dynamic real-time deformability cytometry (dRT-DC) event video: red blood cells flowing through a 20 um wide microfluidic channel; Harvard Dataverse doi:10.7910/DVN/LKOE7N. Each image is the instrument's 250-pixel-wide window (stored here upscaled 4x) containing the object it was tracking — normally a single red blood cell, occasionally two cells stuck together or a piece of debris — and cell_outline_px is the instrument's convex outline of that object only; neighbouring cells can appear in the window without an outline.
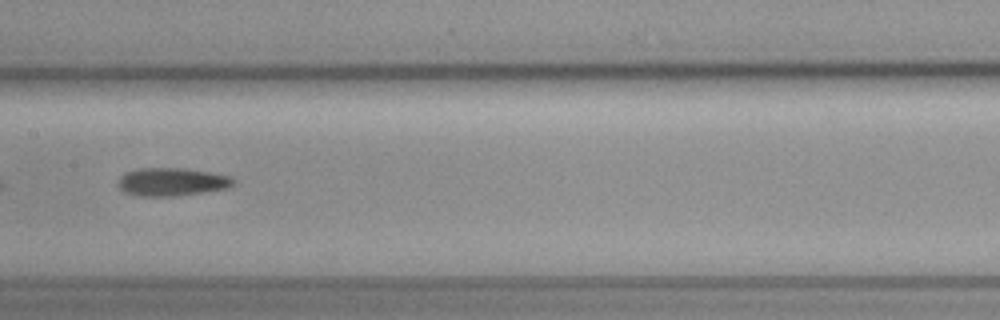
{"species": "common noctule bat (a hibernating species)", "species_latin": "Nyctalus noctula", "temperature_condition": "cold", "stored_images_in_passage": 38, "camera_frame_rate_fps": 3000, "um_per_image_px": 0.085, "animal": {"sex": "female", "body_mass_g": 19.3, "forearm_length_mm": 54.1}, "frame": {"image": 1, "passage_image": 12, "time_ms": 3.667, "image_size_px": [1000, 320], "cell_outline_px": [[232, 184], [228, 188], [176, 196], [136, 196], [124, 192], [120, 188], [120, 176], [124, 172], [140, 168], [184, 168], [208, 172], [228, 176], [232, 180]], "centroid_in_image_um": [14.54, 15.46], "position_along_channel_um": 192.9, "area_um2": 18.61}, "authors_computed_cell_mechanics": {"area_um2": 18.0336, "velocity_mm_per_s": 3.6836, "shape_relaxation_time_tau1_ms": 6.0063, "shape_relaxation_time_tau2_ms": 8.9079, "deformation_change_tau1": 0.1518, "deformation_change_tau2": 0.2103}}